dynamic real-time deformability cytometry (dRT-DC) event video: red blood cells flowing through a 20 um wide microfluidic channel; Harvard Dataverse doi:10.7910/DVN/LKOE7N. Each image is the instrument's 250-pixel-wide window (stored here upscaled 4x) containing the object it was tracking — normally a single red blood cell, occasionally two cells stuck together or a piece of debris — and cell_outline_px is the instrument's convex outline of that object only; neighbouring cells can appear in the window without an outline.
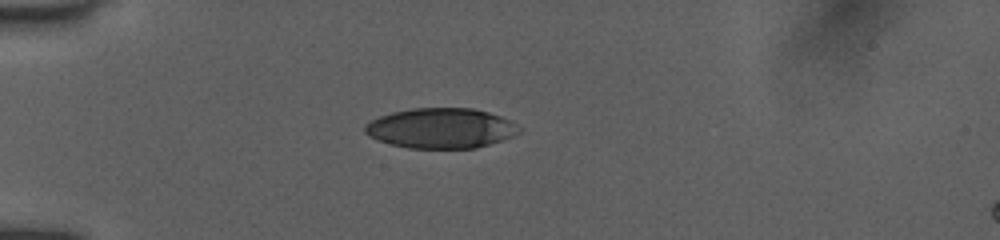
{"species": "human", "species_latin": "Homo sapiens", "temperature_condition": "room temperature", "stored_images_in_passage": 3, "camera_frame_rate_fps": 3000, "um_per_image_px": 0.085, "donor": {"sex": "female"}, "frame": {"image": 1, "passage_image": 1, "time_ms": 0.0, "image_size_px": [1000, 240], "cell_outline_px": [[524, 128], [520, 132], [512, 136], [476, 148], [408, 148], [376, 140], [368, 136], [364, 132], [364, 124], [380, 116], [392, 112], [412, 108], [472, 108], [488, 112], [500, 116]], "centroid_in_image_um": [37.46, 10.89], "position_along_channel_um": 47.5, "area_um2": 36.07}}
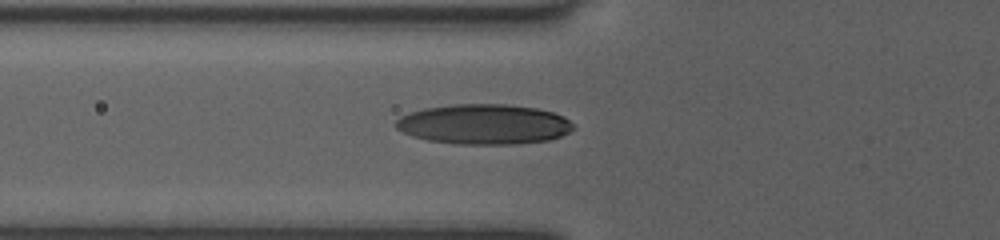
{"frame": {"image": 2, "passage_image": 3, "time_ms": 1.667, "image_size_px": [1000, 240], "cell_outline_px": [[572, 128], [568, 132], [560, 136], [548, 140], [512, 144], [452, 144], [428, 140], [412, 136], [396, 128], [396, 120], [400, 116], [424, 108], [456, 104], [508, 104], [536, 108], [552, 112], [564, 116], [572, 124]], "centroid_in_image_um": [41.11, 10.56], "position_along_channel_um": 84.7, "area_um2": 41.27}}